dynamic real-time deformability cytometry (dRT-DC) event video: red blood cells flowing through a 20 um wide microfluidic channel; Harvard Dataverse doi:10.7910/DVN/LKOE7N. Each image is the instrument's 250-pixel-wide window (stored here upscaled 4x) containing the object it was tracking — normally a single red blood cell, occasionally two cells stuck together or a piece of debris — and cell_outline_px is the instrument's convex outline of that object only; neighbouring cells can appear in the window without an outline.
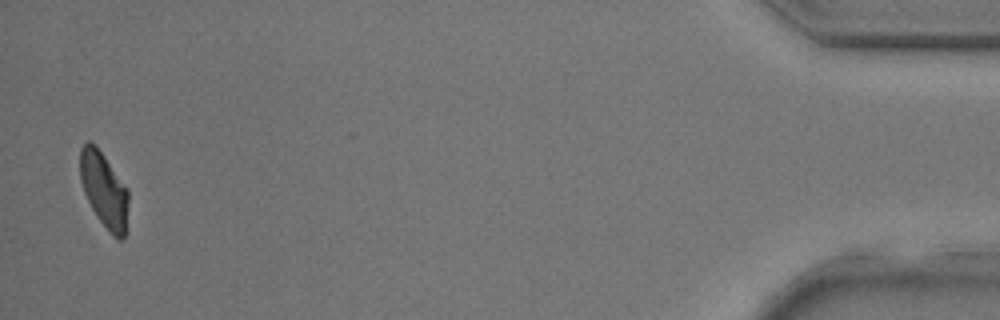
{"species": "common noctule bat (a hibernating species)", "species_latin": "Nyctalus noctula", "temperature_condition": "room temperature", "stored_images_in_passage": 25, "camera_frame_rate_fps": 3000, "um_per_image_px": 0.085, "animal": {"sex": "male", "body_mass_g": 17.9, "forearm_length_mm": 54.2}, "frame": {"image": 1, "passage_image": 25, "time_ms": 8.0, "image_size_px": [1000, 320], "cell_outline_px": [[128, 232], [120, 240], [116, 240], [112, 236], [96, 216], [84, 192], [80, 180], [80, 148], [88, 140], [96, 144], [128, 188]], "centroid_in_image_um": [8.87, 16.17], "position_along_channel_um": 426.3, "area_um2": 21.73}}